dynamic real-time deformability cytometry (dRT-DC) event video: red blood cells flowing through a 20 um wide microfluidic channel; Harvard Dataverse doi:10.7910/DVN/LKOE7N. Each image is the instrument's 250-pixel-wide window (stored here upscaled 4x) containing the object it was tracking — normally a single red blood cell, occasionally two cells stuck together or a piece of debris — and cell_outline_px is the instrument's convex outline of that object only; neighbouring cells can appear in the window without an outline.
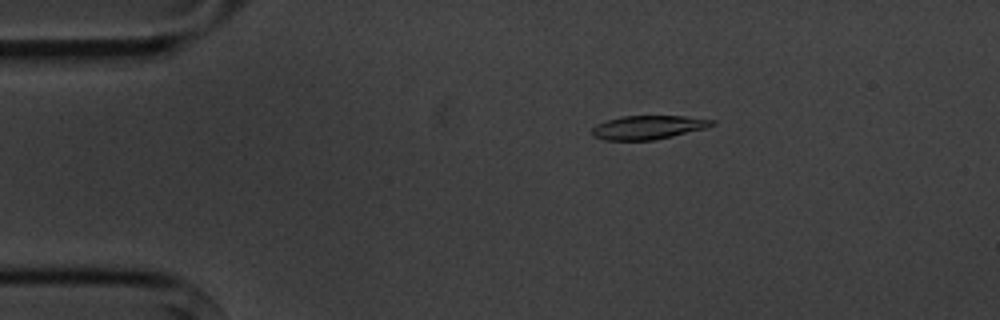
{"species": "common noctule bat (a hibernating species)", "species_latin": "Nyctalus noctula", "temperature_condition": "cold", "stored_images_in_passage": 5, "camera_frame_rate_fps": 3000, "um_per_image_px": 0.085, "animal": {"sex": "male", "body_mass_g": 20.1, "forearm_length_mm": 53.5}, "frame": {"image": 1, "passage_image": 3, "time_ms": 2.667, "image_size_px": [1000, 320], "cell_outline_px": [[716, 124], [704, 128], [672, 136], [652, 140], [604, 140], [592, 136], [592, 128], [596, 124], [620, 116], [684, 116], [716, 120]], "centroid_in_image_um": [55.07, 10.82], "position_along_channel_um": 29.9, "area_um2": 16.53}}